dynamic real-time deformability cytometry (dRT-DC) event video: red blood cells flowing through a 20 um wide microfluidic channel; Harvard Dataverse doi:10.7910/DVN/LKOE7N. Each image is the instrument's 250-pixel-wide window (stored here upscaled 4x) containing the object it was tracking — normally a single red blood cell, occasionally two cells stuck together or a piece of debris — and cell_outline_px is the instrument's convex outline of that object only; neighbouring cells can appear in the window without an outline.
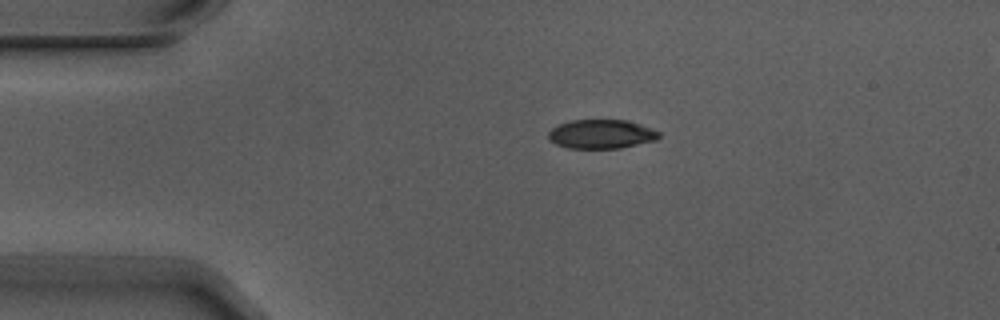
{"species": "Egyptian fruit bat (a non-hibernating species)", "species_latin": "Rousettus aegyptiacus", "temperature_condition": "warm", "stored_images_in_passage": 2, "camera_frame_rate_fps": 3000, "um_per_image_px": 0.085, "animal": {"sex": "male"}, "frame": {"image": 1, "passage_image": 1, "time_ms": 0.0, "image_size_px": [1000, 320], "cell_outline_px": [[660, 136], [656, 140], [620, 148], [568, 148], [556, 144], [548, 140], [548, 132], [552, 128], [560, 124], [572, 120], [628, 120], [652, 128], [660, 132]], "centroid_in_image_um": [51.11, 11.4], "position_along_channel_um": 33.9, "area_um2": 18.73}}